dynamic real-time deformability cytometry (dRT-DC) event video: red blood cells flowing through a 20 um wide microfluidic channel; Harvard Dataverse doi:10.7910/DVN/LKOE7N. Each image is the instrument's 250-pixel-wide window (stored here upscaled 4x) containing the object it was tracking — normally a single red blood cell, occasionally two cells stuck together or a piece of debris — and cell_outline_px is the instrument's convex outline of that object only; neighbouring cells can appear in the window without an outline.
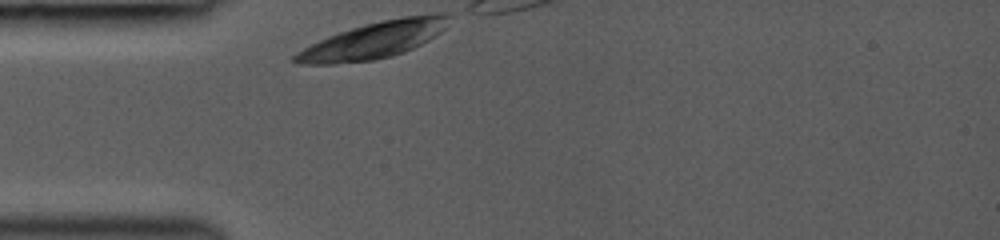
{"species": "common noctule bat (a hibernating species)", "species_latin": "Nyctalus noctula", "temperature_condition": "room temperature", "stored_images_in_passage": 8, "camera_frame_rate_fps": 3000, "um_per_image_px": 0.085, "animal": {"sex": "female", "body_mass_g": 19.0, "forearm_length_mm": 53.3}, "frame": {"image": 1, "passage_image": 1, "time_ms": 0.0, "image_size_px": [1000, 240], "cell_outline_px": [[452, 16], [444, 28], [436, 36], [404, 52], [392, 56], [372, 60], [332, 64], [300, 64], [292, 60], [292, 56], [296, 52], [328, 36], [364, 24], [404, 16], [436, 12], [448, 12]], "centroid_in_image_um": [31.82, 3.39], "position_along_channel_um": 53.2, "area_um2": 32.66}}